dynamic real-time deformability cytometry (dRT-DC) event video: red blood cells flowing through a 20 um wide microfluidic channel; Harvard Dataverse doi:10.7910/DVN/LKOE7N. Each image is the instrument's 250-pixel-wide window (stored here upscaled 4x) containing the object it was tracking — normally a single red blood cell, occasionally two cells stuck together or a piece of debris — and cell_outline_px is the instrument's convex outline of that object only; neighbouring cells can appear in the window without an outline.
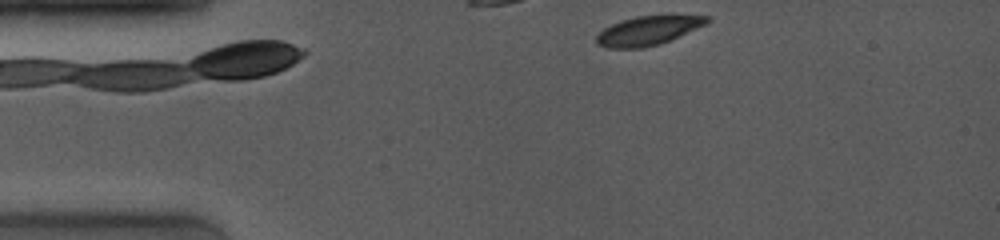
{"species": "common noctule bat (a hibernating species)", "species_latin": "Nyctalus noctula", "temperature_condition": "room temperature", "stored_images_in_passage": 7, "camera_frame_rate_fps": 4000, "um_per_image_px": 0.085, "animal": {"sex": "female", "body_mass_g": 19.0, "forearm_length_mm": 53.3}, "frame": {"image": 1, "passage_image": 1, "time_ms": 0.0, "image_size_px": [1000, 240], "cell_outline_px": [[712, 20], [708, 24], [660, 44], [640, 48], [608, 48], [596, 44], [596, 36], [604, 28], [620, 20], [636, 16], [668, 12], [712, 16]], "centroid_in_image_um": [55.21, 2.53], "position_along_channel_um": 29.8, "area_um2": 19.77}}